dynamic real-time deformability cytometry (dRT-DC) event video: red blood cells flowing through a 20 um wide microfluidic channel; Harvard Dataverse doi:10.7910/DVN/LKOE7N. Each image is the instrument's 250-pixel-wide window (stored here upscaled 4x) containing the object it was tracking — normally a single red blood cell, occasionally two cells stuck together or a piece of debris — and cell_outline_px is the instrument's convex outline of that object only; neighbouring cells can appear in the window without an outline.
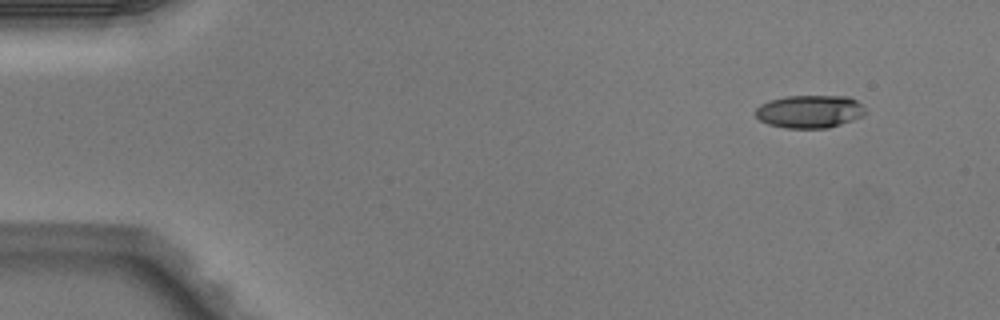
{"species": "Egyptian fruit bat (a non-hibernating species)", "species_latin": "Rousettus aegyptiacus", "temperature_condition": "warm", "stored_images_in_passage": 5, "camera_frame_rate_fps": 3000, "um_per_image_px": 0.085, "animal": {"sex": "male"}, "frame": {"image": 1, "passage_image": 2, "time_ms": 0.333, "image_size_px": [1000, 320], "cell_outline_px": [[864, 116], [828, 128], [784, 128], [768, 124], [760, 120], [756, 116], [756, 108], [760, 104], [784, 96], [848, 96], [856, 100], [864, 108]], "centroid_in_image_um": [68.81, 9.48], "position_along_channel_um": 16.2, "area_um2": 20.98}}
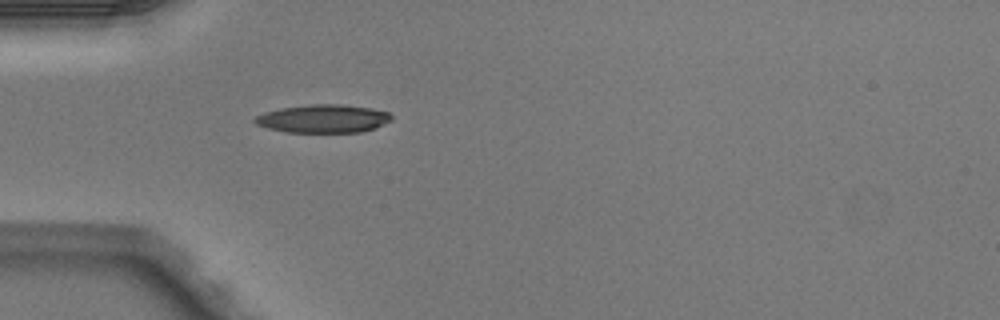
{"frame": {"image": 2, "passage_image": 5, "time_ms": 1.333, "image_size_px": [1000, 320], "cell_outline_px": [[392, 120], [376, 128], [360, 132], [288, 132], [268, 128], [256, 124], [252, 120], [256, 116], [264, 112], [280, 108], [312, 104], [344, 104], [372, 108], [388, 112], [392, 116]], "centroid_in_image_um": [27.49, 10.08], "position_along_channel_um": 57.5, "area_um2": 22.54}}